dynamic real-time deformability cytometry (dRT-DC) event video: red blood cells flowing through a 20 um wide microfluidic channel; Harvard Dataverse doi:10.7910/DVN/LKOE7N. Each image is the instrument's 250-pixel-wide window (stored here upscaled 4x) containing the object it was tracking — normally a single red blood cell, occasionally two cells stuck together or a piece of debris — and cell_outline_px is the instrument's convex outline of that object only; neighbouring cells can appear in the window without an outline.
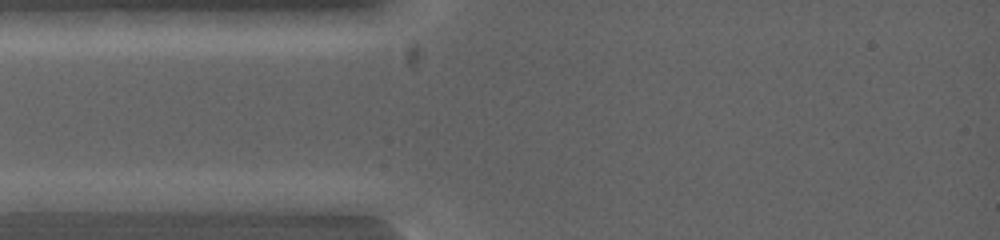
{"species": "common noctule bat (a hibernating species)", "species_latin": "Nyctalus noctula", "temperature_condition": "warm", "stored_images_in_passage": 4, "segment_of_instrument_passage": [1, 2], "camera_frame_rate_fps": 5000, "um_per_image_px": 0.085, "animal": {"sex": "female", "body_mass_g": 19.0, "forearm_length_mm": 53.3}, "frame": {"image": 1, "passage_image": 1, "time_ms": 0.0, "image_size_px": [1000, 240], "cell_outline_px": [[116, 200], [92, 212], [16, 212], [12, 200], [40, 192], [76, 192]], "centroid_in_image_um": [5.1, 17.22], "position_along_channel_um": 79.9, "area_um2": 11.85}}